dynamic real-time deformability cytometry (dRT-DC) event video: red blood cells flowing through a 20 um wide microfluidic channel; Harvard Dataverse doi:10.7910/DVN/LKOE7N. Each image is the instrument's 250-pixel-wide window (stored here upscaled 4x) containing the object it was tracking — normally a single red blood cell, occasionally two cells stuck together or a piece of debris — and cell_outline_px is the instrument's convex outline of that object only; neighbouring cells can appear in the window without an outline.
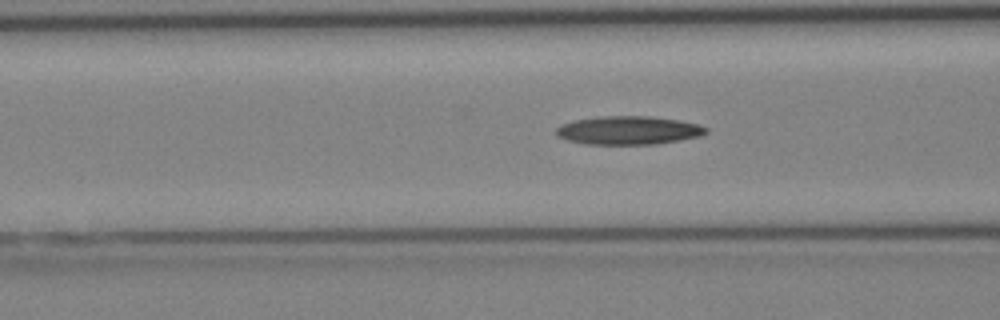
{"species": "Egyptian fruit bat (a non-hibernating species)", "species_latin": "Rousettus aegyptiacus", "temperature_condition": "cold", "stored_images_in_passage": 5, "camera_frame_rate_fps": 3000, "um_per_image_px": 0.085, "animal": {"sex": "female"}, "frame": {"image": 1, "passage_image": 5, "time_ms": 5.667, "image_size_px": [1000, 320], "cell_outline_px": [[708, 132], [700, 136], [656, 144], [588, 144], [568, 140], [556, 136], [556, 128], [572, 120], [600, 116], [648, 116], [676, 120], [700, 124], [708, 128]], "centroid_in_image_um": [53.42, 11.07], "position_along_channel_um": 113.2, "area_um2": 24.74}}